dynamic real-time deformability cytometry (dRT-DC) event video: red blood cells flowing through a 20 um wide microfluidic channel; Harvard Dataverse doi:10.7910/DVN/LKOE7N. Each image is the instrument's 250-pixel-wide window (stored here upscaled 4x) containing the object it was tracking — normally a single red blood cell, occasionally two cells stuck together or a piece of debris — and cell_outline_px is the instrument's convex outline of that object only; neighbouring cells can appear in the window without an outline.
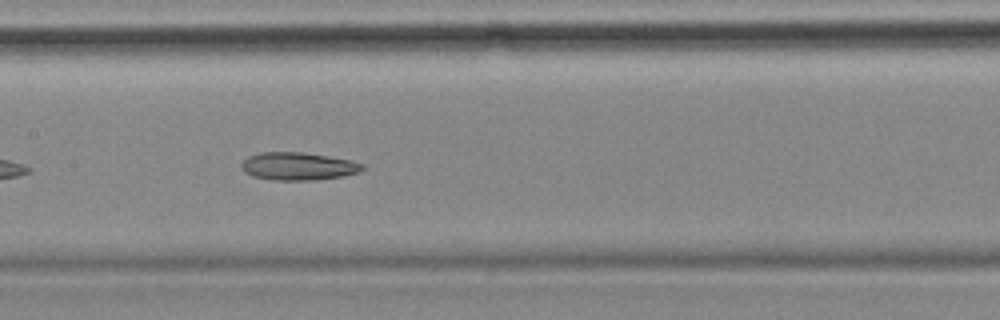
{"species": "common noctule bat (a hibernating species)", "species_latin": "Nyctalus noctula", "temperature_condition": "cold", "stored_images_in_passage": 42, "camera_frame_rate_fps": 3000, "um_per_image_px": 0.085, "animal": {"sex": "female", "body_mass_g": 18.4}, "frame": {"image": 1, "passage_image": 13, "time_ms": 4.0, "image_size_px": [1000, 320], "cell_outline_px": [[364, 168], [356, 172], [344, 176], [316, 180], [276, 180], [252, 176], [244, 172], [240, 168], [240, 164], [248, 156], [260, 152], [300, 152], [352, 160], [364, 164]], "centroid_in_image_um": [25.31, 14.13], "position_along_channel_um": 182.1, "area_um2": 19.59}}